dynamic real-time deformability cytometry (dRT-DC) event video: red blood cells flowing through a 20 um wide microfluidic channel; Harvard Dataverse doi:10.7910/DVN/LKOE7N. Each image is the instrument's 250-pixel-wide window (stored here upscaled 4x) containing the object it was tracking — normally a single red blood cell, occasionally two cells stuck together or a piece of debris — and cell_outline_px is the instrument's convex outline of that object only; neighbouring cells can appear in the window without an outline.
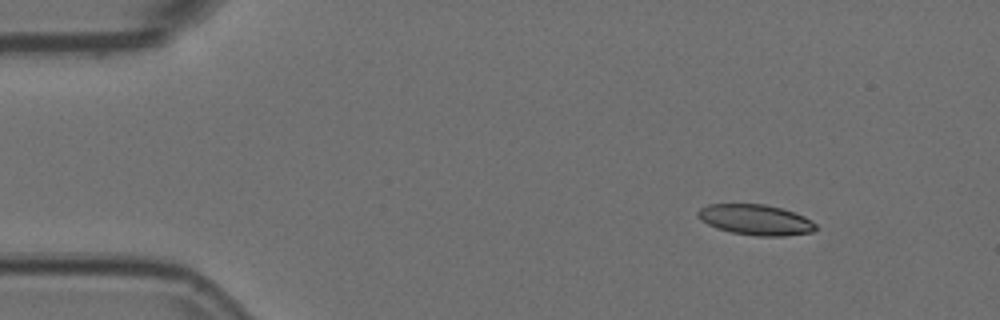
{"species": "Egyptian fruit bat (a non-hibernating species)", "species_latin": "Rousettus aegyptiacus", "temperature_condition": "room temperature", "stored_images_in_passage": 8, "camera_frame_rate_fps": 3000, "um_per_image_px": 0.085, "animal": {"sex": "female"}, "frame": {"image": 1, "passage_image": 1, "time_ms": 0.0, "image_size_px": [1000, 320], "cell_outline_px": [[816, 228], [812, 232], [784, 236], [756, 236], [732, 232], [716, 228], [708, 224], [696, 212], [700, 208], [708, 204], [764, 204], [780, 208], [804, 216], [812, 220], [816, 224]], "centroid_in_image_um": [64.25, 18.68], "position_along_channel_um": 20.8, "area_um2": 20.75}}
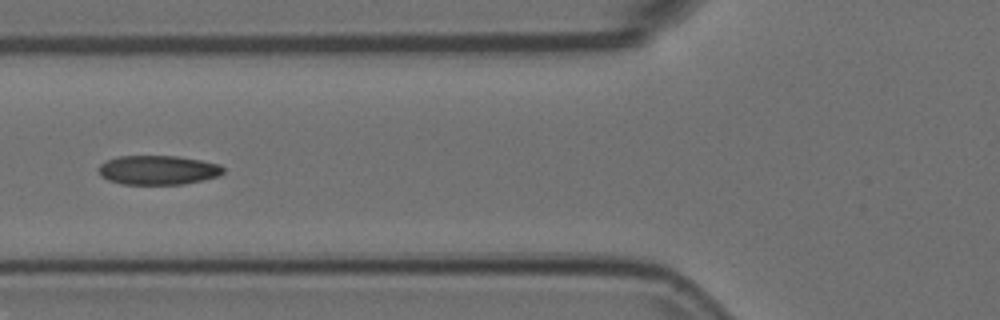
{"frame": {"image": 2, "passage_image": 5, "time_ms": 1.333, "image_size_px": [1000, 320], "cell_outline_px": [[224, 172], [220, 176], [184, 184], [120, 184], [108, 180], [100, 176], [100, 164], [108, 160], [120, 156], [176, 156], [200, 160], [220, 164], [224, 168]], "centroid_in_image_um": [13.46, 14.46], "position_along_channel_um": 112.3, "area_um2": 21.21}}
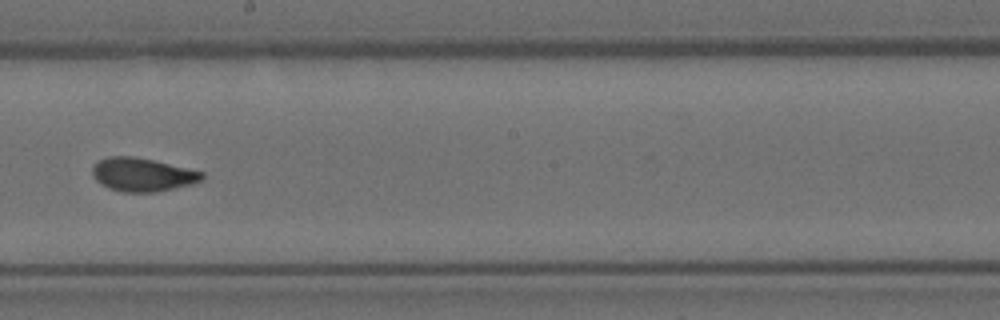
{"frame": {"image": 3, "passage_image": 8, "time_ms": 2.333, "image_size_px": [1000, 320], "cell_outline_px": [[204, 176], [200, 180], [192, 184], [156, 192], [124, 192], [108, 188], [100, 184], [96, 180], [92, 172], [92, 168], [100, 160], [108, 156], [132, 156], [152, 160], [204, 172]], "centroid_in_image_um": [12.09, 14.85], "position_along_channel_um": 236.1, "area_um2": 21.15}}